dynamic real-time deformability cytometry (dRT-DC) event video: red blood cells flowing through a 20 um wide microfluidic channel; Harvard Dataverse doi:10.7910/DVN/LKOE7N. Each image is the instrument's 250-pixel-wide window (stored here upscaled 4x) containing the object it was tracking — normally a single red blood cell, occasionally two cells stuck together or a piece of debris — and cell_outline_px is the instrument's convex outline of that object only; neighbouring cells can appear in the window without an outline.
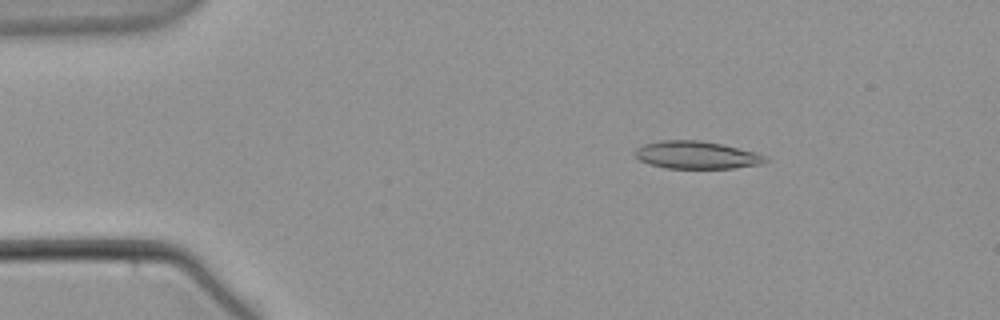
{"species": "common noctule bat (a hibernating species)", "species_latin": "Nyctalus noctula", "temperature_condition": "warm", "stored_images_in_passage": 56, "camera_frame_rate_fps": 3000, "um_per_image_px": 0.085, "animal": {"sex": "male", "body_mass_g": 21.5, "forearm_length_mm": 52.0}, "frame": {"image": 1, "passage_image": 9, "time_ms": 2.667, "image_size_px": [1000, 320], "cell_outline_px": [[768, 160], [760, 164], [732, 168], [664, 168], [648, 164], [640, 160], [636, 156], [636, 148], [644, 144], [660, 140], [700, 140], [720, 144], [756, 152], [768, 156]], "centroid_in_image_um": [59.2, 13.17], "position_along_channel_um": 25.8, "area_um2": 20.92}}
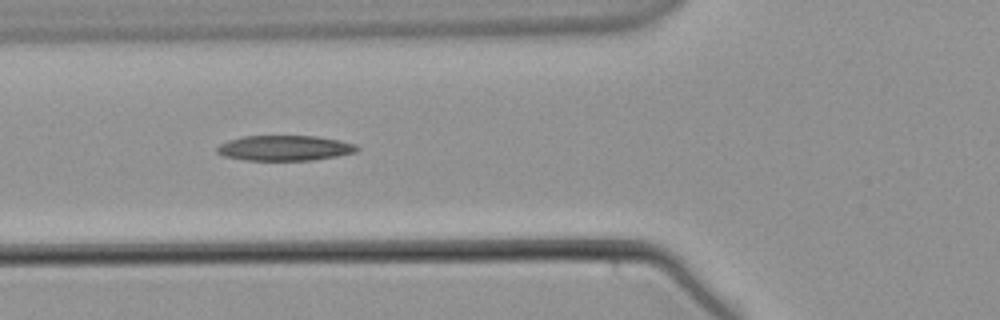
{"frame": {"image": 2, "passage_image": 21, "time_ms": 6.667, "image_size_px": [1000, 320], "cell_outline_px": [[360, 148], [356, 152], [336, 156], [312, 160], [244, 160], [224, 156], [216, 152], [216, 148], [220, 144], [228, 140], [244, 136], [316, 136], [340, 140], [356, 144]], "centroid_in_image_um": [24.2, 12.58], "position_along_channel_um": 101.6, "area_um2": 20.63}}
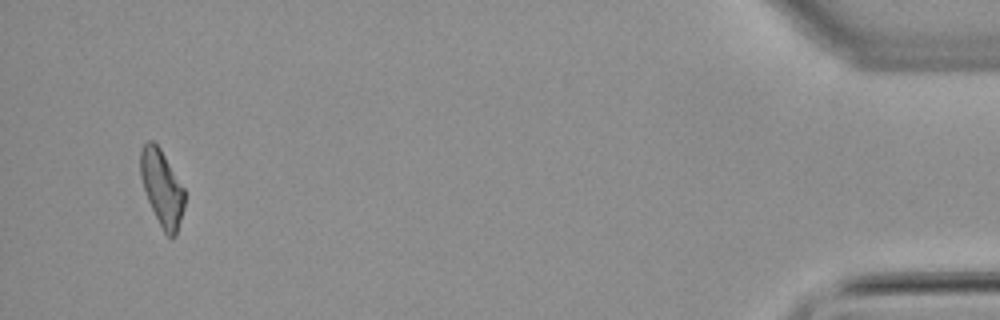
{"frame": {"image": 3, "passage_image": 54, "time_ms": 17.667, "image_size_px": [1000, 320], "cell_outline_px": [[184, 208], [176, 236], [168, 236], [164, 232], [148, 200], [140, 176], [140, 148], [148, 140], [152, 140], [160, 148], [184, 188]], "centroid_in_image_um": [13.76, 15.95], "position_along_channel_um": 421.4, "area_um2": 19.25}}